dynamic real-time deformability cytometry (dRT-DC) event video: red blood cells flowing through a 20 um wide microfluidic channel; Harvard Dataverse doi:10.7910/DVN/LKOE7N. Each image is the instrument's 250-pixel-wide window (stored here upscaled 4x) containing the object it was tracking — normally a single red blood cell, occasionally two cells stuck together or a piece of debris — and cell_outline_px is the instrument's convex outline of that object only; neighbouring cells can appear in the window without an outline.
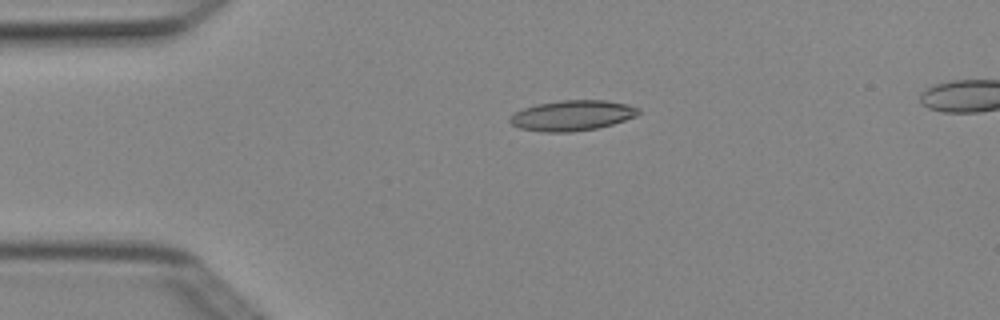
{"species": "Egyptian fruit bat (a non-hibernating species)", "species_latin": "Rousettus aegyptiacus", "temperature_condition": "cold", "stored_images_in_passage": 4, "segment_of_instrument_passage": [1, 2], "camera_frame_rate_fps": 3000, "um_per_image_px": 0.085, "animal": {"sex": "female"}, "frame": {"image": 1, "passage_image": 3, "time_ms": 0.667, "image_size_px": [1000, 320], "cell_outline_px": [[640, 112], [636, 116], [612, 124], [596, 128], [572, 132], [544, 132], [520, 128], [512, 124], [508, 120], [516, 112], [524, 108], [536, 104], [560, 100], [604, 100], [628, 104], [640, 108]], "centroid_in_image_um": [48.65, 9.81], "position_along_channel_um": 36.3, "area_um2": 22.66}}